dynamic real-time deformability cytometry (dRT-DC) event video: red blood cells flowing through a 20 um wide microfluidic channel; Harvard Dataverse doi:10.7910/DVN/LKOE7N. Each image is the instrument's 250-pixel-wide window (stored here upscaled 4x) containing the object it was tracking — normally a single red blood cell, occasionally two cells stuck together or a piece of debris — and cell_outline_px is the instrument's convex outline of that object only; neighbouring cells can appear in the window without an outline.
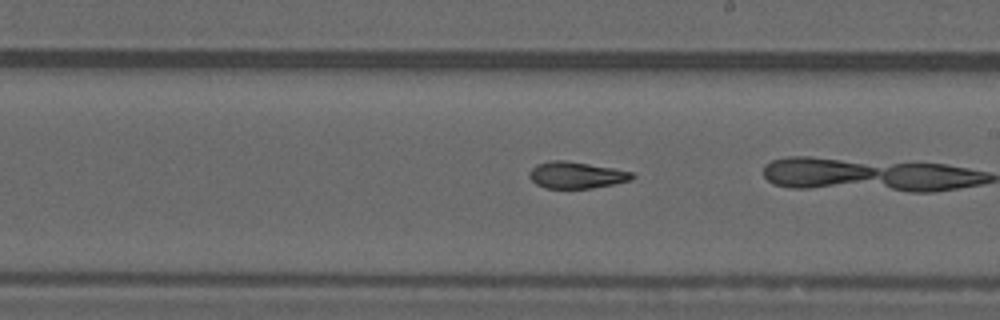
{"species": "common noctule bat (a hibernating species)", "species_latin": "Nyctalus noctula", "temperature_condition": "warm", "stored_images_in_passage": 28, "camera_frame_rate_fps": 3000, "um_per_image_px": 0.085, "animal": {"sex": "male", "forearm_length_mm": 52.5}, "frame": {"image": 1, "passage_image": 24, "time_ms": 7.667, "image_size_px": [1000, 320], "cell_outline_px": [[636, 176], [632, 180], [592, 188], [544, 188], [536, 184], [528, 176], [528, 172], [536, 164], [548, 160], [564, 160], [612, 168], [632, 172]], "centroid_in_image_um": [48.95, 14.88], "position_along_channel_um": 240.0, "area_um2": 15.95}}